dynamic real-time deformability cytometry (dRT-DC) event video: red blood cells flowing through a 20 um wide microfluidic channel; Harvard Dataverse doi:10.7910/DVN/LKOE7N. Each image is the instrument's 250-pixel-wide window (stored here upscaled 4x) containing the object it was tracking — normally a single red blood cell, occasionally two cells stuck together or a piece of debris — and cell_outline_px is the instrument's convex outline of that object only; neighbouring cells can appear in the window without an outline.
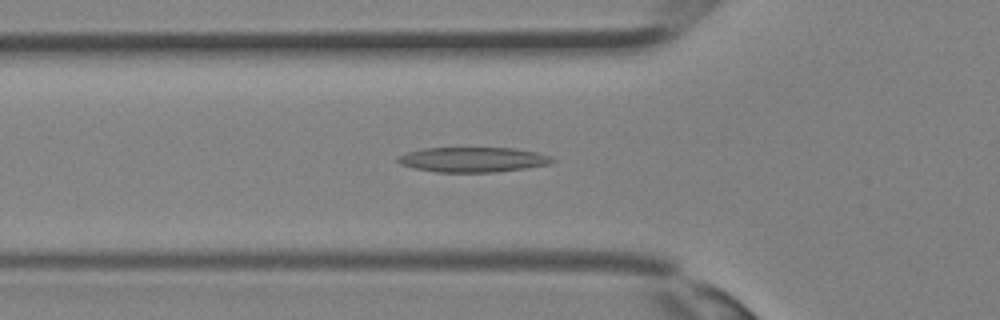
{"species": "Egyptian fruit bat (a non-hibernating species)", "species_latin": "Rousettus aegyptiacus", "temperature_condition": "room temperature", "stored_images_in_passage": 34, "camera_frame_rate_fps": 3000, "um_per_image_px": 0.085, "animal": {"sex": "female"}, "frame": {"image": 1, "passage_image": 11, "time_ms": 3.333, "image_size_px": [1000, 320], "cell_outline_px": [[556, 160], [548, 164], [524, 168], [496, 172], [436, 172], [416, 168], [400, 164], [396, 160], [396, 156], [408, 152], [424, 148], [516, 148], [536, 152], [548, 156]], "centroid_in_image_um": [40.16, 13.56], "position_along_channel_um": 85.6, "area_um2": 22.31}}
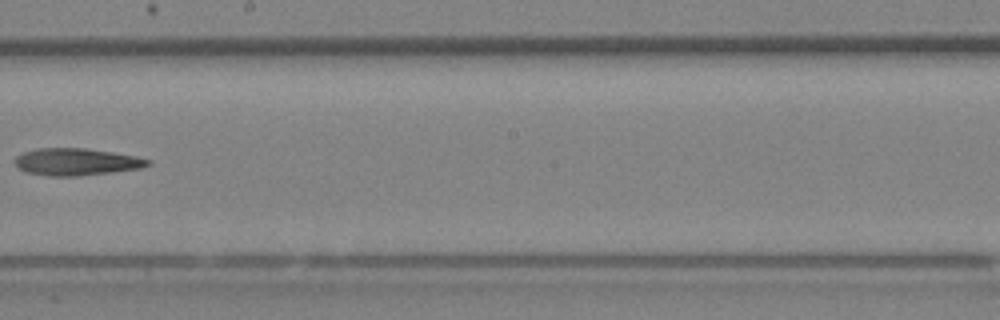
{"frame": {"image": 2, "passage_image": 19, "time_ms": 6.0, "image_size_px": [1000, 320], "cell_outline_px": [[152, 164], [140, 168], [76, 176], [52, 176], [24, 172], [16, 168], [12, 160], [16, 156], [24, 152], [36, 148], [84, 148], [112, 152], [136, 156], [152, 160]], "centroid_in_image_um": [6.43, 13.75], "position_along_channel_um": 241.8, "area_um2": 21.1}}
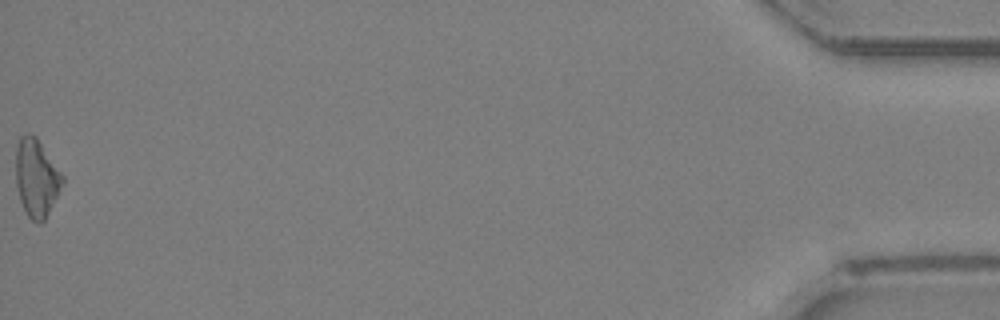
{"frame": {"image": 3, "passage_image": 34, "time_ms": 11.0, "image_size_px": [1000, 320], "cell_outline_px": [[64, 180], [44, 220], [40, 224], [36, 224], [28, 216], [20, 200], [16, 184], [16, 144], [20, 136], [28, 132], [36, 136], [64, 176]], "centroid_in_image_um": [3.08, 15.08], "position_along_channel_um": 432.1, "area_um2": 20.98}}